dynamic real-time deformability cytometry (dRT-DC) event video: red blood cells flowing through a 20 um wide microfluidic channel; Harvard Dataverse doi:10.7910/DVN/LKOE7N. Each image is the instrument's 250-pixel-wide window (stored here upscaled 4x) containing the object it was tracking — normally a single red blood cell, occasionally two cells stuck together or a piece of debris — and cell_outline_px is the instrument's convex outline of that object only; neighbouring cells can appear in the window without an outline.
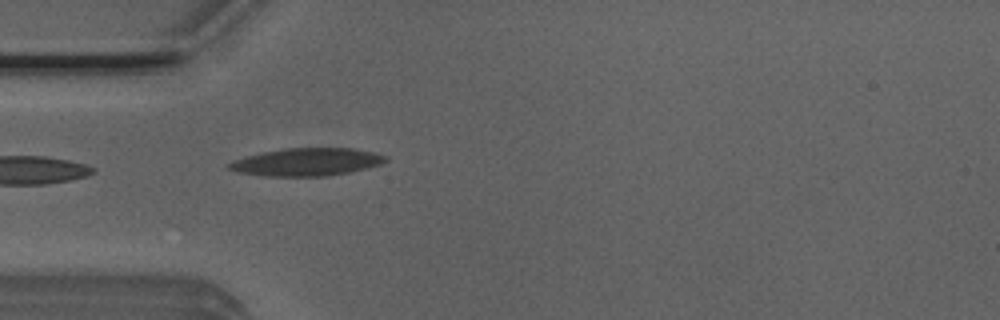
{"species": "Egyptian fruit bat (a non-hibernating species)", "species_latin": "Rousettus aegyptiacus", "temperature_condition": "room temperature", "stored_images_in_passage": 18, "camera_frame_rate_fps": 3000, "um_per_image_px": 0.085, "animal": {"sex": "male"}, "frame": {"image": 1, "passage_image": 1, "time_ms": 0.0, "image_size_px": [1000, 320], "cell_outline_px": [[388, 160], [380, 164], [352, 172], [324, 176], [264, 176], [236, 172], [228, 168], [228, 164], [232, 160], [264, 152], [284, 148], [352, 148], [376, 152], [384, 156]], "centroid_in_image_um": [26.07, 13.77], "position_along_channel_um": 58.9, "area_um2": 25.26}}
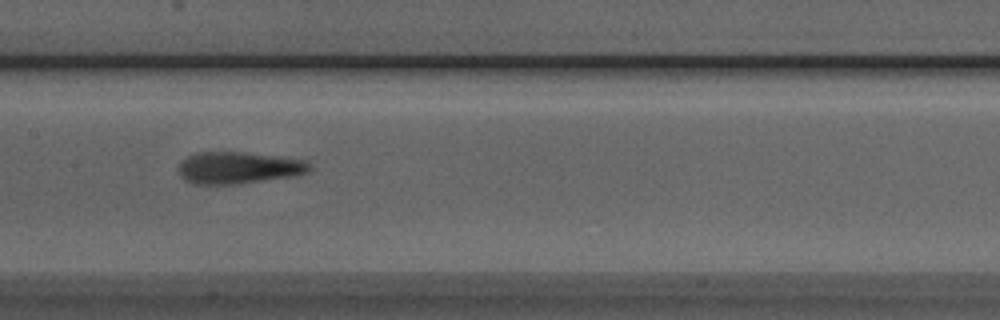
{"frame": {"image": 2, "passage_image": 11, "time_ms": 3.333, "image_size_px": [1000, 320], "cell_outline_px": [[312, 168], [308, 172], [292, 176], [236, 184], [196, 184], [184, 180], [180, 176], [180, 160], [188, 156], [200, 152], [244, 152], [304, 160]], "centroid_in_image_um": [20.24, 14.26], "position_along_channel_um": 187.2, "area_um2": 24.04}}